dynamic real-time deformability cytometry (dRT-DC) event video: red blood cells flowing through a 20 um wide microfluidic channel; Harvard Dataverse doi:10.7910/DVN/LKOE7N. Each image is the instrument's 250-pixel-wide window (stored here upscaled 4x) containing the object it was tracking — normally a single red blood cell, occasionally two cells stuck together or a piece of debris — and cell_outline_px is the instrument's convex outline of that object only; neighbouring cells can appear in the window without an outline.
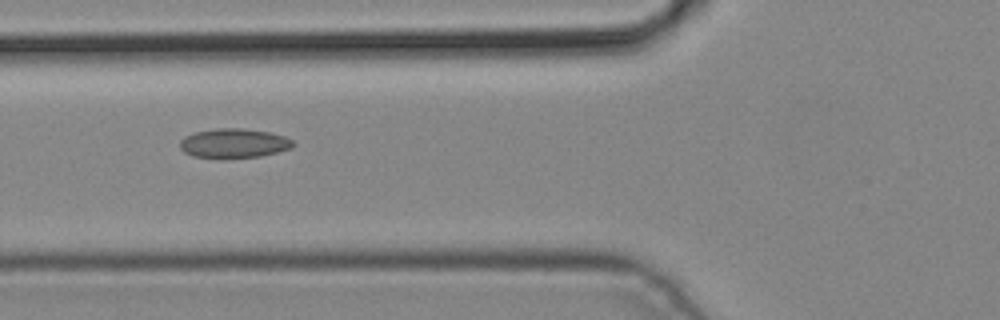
{"species": "common noctule bat (a hibernating species)", "species_latin": "Nyctalus noctula", "temperature_condition": "cold", "stored_images_in_passage": 6, "camera_frame_rate_fps": 3000, "um_per_image_px": 0.085, "animal": {"sex": "male", "body_mass_g": 19.2, "forearm_length_mm": 51.8}, "frame": {"image": 1, "passage_image": 5, "time_ms": 1.333, "image_size_px": [1000, 320], "cell_outline_px": [[296, 144], [292, 148], [260, 156], [192, 156], [184, 152], [180, 148], [180, 140], [184, 136], [196, 132], [216, 128], [244, 128], [268, 132], [284, 136], [292, 140]], "centroid_in_image_um": [19.89, 12.14], "position_along_channel_um": 105.9, "area_um2": 18.84}}
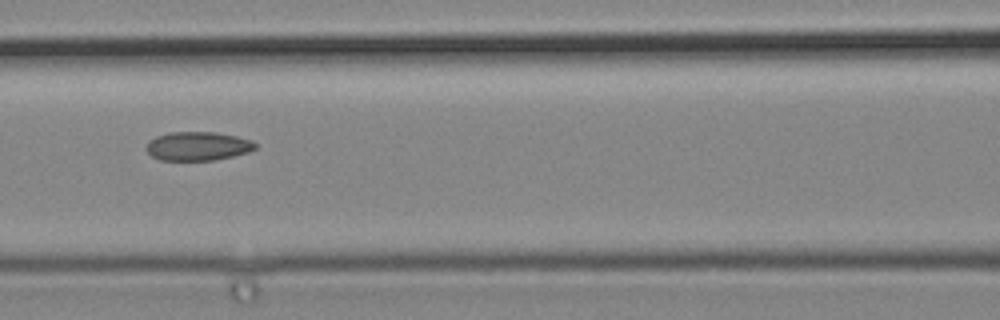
{"frame": {"image": 2, "passage_image": 6, "time_ms": 1.667, "image_size_px": [1000, 320], "cell_outline_px": [[256, 148], [248, 152], [232, 156], [212, 160], [160, 160], [152, 156], [144, 148], [148, 140], [156, 136], [168, 132], [216, 132], [236, 136], [252, 140], [256, 144]], "centroid_in_image_um": [16.77, 12.41], "position_along_channel_um": 149.8, "area_um2": 18.38}}